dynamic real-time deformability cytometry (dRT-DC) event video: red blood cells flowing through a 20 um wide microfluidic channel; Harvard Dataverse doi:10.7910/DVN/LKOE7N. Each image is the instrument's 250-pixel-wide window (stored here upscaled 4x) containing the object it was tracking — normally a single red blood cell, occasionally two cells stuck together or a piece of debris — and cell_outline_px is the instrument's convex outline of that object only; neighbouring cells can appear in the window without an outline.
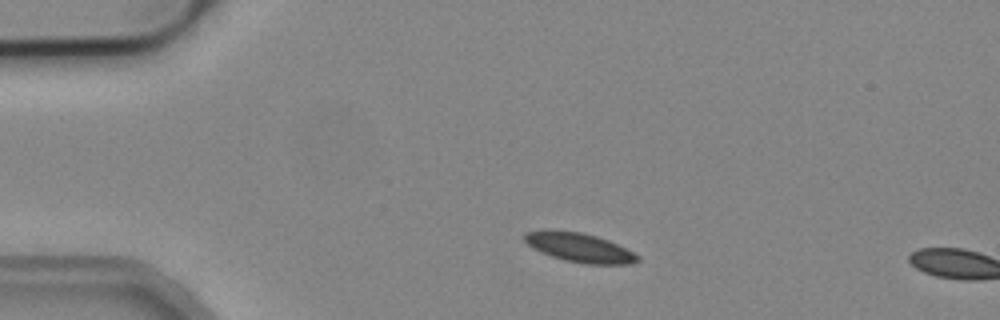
{"species": "common noctule bat (a hibernating species)", "species_latin": "Nyctalus noctula", "temperature_condition": "cold", "stored_images_in_passage": 2, "camera_frame_rate_fps": 3000, "um_per_image_px": 0.085, "animal": {"sex": "male", "body_mass_g": 19.2, "forearm_length_mm": 51.8}, "frame": {"image": 1, "passage_image": 1, "time_ms": 0.0, "image_size_px": [1000, 320], "cell_outline_px": [[640, 260], [632, 264], [584, 264], [564, 260], [552, 256], [532, 248], [524, 240], [524, 232], [580, 232], [596, 236], [608, 240], [640, 256]], "centroid_in_image_um": [49.31, 21.08], "position_along_channel_um": 35.7, "area_um2": 18.55}}